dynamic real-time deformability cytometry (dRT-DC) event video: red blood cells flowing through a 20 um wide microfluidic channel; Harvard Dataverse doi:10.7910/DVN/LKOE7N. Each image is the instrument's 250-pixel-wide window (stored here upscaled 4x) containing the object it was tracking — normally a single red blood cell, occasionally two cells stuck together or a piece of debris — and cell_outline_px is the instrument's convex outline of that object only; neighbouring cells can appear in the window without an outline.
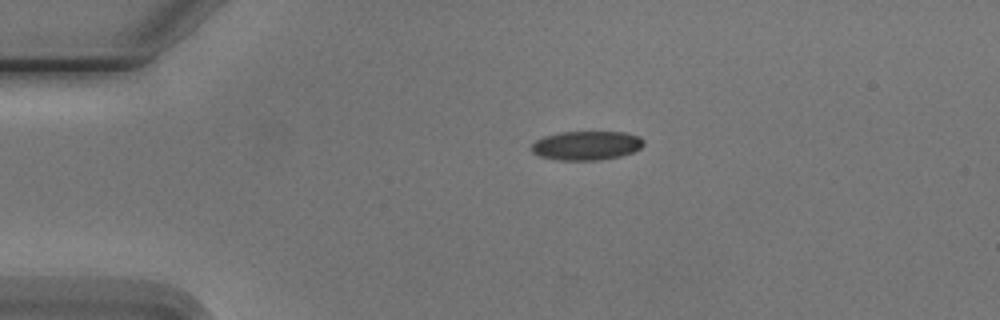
{"species": "Egyptian fruit bat (a non-hibernating species)", "species_latin": "Rousettus aegyptiacus", "temperature_condition": "cold", "stored_images_in_passage": 2, "camera_frame_rate_fps": 3000, "um_per_image_px": 0.085, "animal": {"sex": "male"}, "frame": {"image": 1, "passage_image": 1, "time_ms": 0.0, "image_size_px": [1000, 320], "cell_outline_px": [[644, 144], [640, 148], [632, 152], [620, 156], [596, 160], [560, 160], [540, 156], [532, 152], [528, 148], [536, 140], [544, 136], [560, 132], [624, 132], [640, 136], [644, 140]], "centroid_in_image_um": [49.83, 12.36], "position_along_channel_um": 35.2, "area_um2": 19.02}}